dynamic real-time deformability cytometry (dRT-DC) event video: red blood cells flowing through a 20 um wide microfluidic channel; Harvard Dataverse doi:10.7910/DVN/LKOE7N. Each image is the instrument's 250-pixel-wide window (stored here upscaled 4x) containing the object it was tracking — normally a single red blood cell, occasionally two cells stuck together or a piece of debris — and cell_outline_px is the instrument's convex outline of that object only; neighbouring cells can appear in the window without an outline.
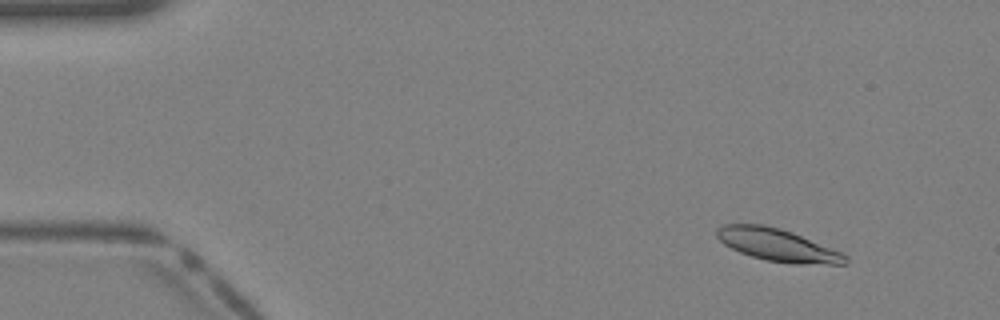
{"species": "Egyptian fruit bat (a non-hibernating species)", "species_latin": "Rousettus aegyptiacus", "temperature_condition": "warm", "stored_images_in_passage": 38, "camera_frame_rate_fps": 3000, "um_per_image_px": 0.085, "animal": {"sex": "female"}, "frame": {"image": 1, "passage_image": 1, "time_ms": 0.0, "image_size_px": [1000, 320], "cell_outline_px": [[848, 264], [792, 264], [764, 260], [740, 252], [724, 244], [716, 236], [716, 228], [724, 224], [764, 224], [780, 228], [792, 232], [844, 252], [848, 256]], "centroid_in_image_um": [66.14, 20.83], "position_along_channel_um": 18.9, "area_um2": 24.62}}
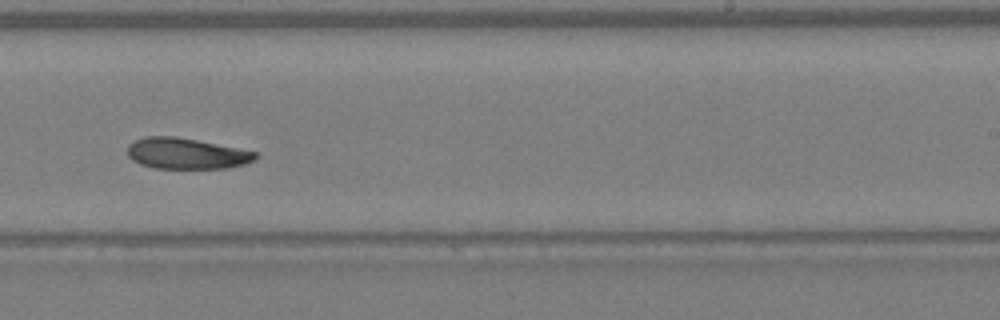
{"frame": {"image": 2, "passage_image": 22, "time_ms": 7.0, "image_size_px": [1000, 320], "cell_outline_px": [[260, 156], [244, 164], [228, 168], [156, 168], [140, 164], [132, 160], [128, 156], [128, 144], [136, 140], [148, 136], [172, 136], [196, 140], [256, 152]], "centroid_in_image_um": [15.82, 13.05], "position_along_channel_um": 273.2, "area_um2": 22.77}}
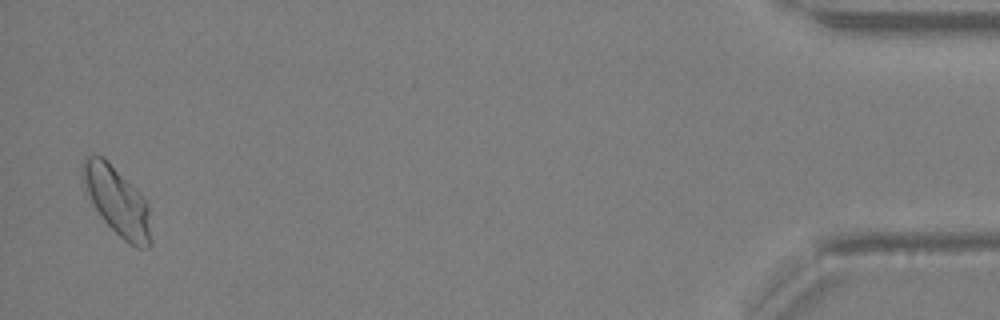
{"frame": {"image": 3, "passage_image": 36, "time_ms": 11.667, "image_size_px": [1000, 320], "cell_outline_px": [[152, 244], [148, 248], [136, 248], [128, 244], [104, 220], [96, 208], [80, 176], [80, 164], [84, 156], [104, 156], [148, 204], [152, 240]], "centroid_in_image_um": [9.95, 17.11], "position_along_channel_um": 425.2, "area_um2": 26.82}}